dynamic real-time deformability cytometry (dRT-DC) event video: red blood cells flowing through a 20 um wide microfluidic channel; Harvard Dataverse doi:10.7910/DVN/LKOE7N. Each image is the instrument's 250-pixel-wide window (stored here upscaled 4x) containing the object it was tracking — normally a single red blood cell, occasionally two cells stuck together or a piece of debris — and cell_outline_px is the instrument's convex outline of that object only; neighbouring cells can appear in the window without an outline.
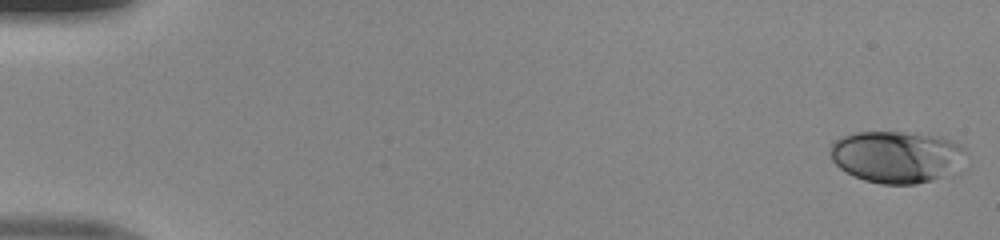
{"species": "human", "species_latin": "Homo sapiens", "temperature_condition": "room temperature", "stored_images_in_passage": 50, "camera_frame_rate_fps": 3000, "um_per_image_px": 0.085, "donor": {"sex": "male"}, "frame": {"image": 1, "passage_image": 1, "time_ms": 0.0, "image_size_px": [1000, 240], "cell_outline_px": [[960, 148], [948, 172], [932, 180], [916, 184], [880, 184], [864, 180], [840, 168], [832, 160], [828, 152], [832, 144], [836, 140], [844, 136], [856, 132], [904, 132], [944, 136], [960, 144]], "centroid_in_image_um": [76.04, 13.3], "position_along_channel_um": 9.0, "area_um2": 39.65}}
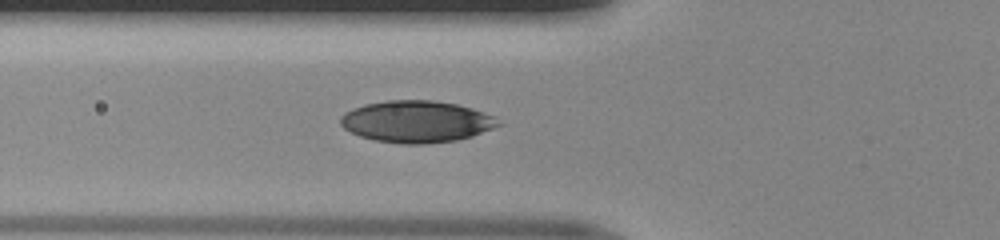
{"frame": {"image": 2, "passage_image": 19, "time_ms": 6.0, "image_size_px": [1000, 240], "cell_outline_px": [[504, 124], [472, 136], [456, 140], [428, 144], [404, 144], [376, 140], [360, 136], [344, 128], [340, 124], [340, 116], [344, 112], [352, 108], [364, 104], [388, 100], [432, 100], [456, 104], [472, 108], [496, 116]], "centroid_in_image_um": [35.42, 10.33], "position_along_channel_um": 90.4, "area_um2": 38.67}}
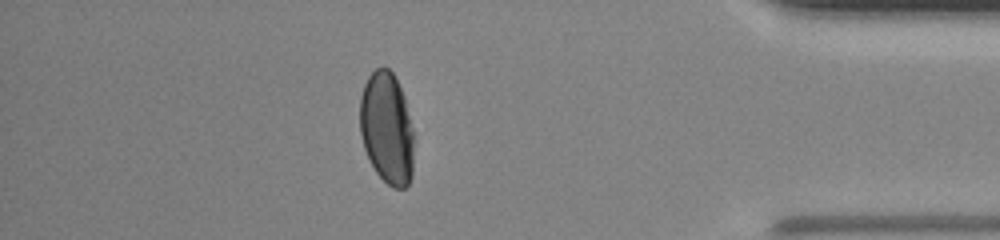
{"frame": {"image": 3, "passage_image": 44, "time_ms": 14.333, "image_size_px": [1000, 240], "cell_outline_px": [[412, 176], [408, 184], [404, 188], [392, 188], [376, 172], [364, 148], [360, 132], [360, 96], [364, 84], [368, 76], [376, 68], [384, 64], [392, 72], [404, 96], [412, 128]], "centroid_in_image_um": [32.86, 10.87], "position_along_channel_um": 402.3, "area_um2": 35.03}}